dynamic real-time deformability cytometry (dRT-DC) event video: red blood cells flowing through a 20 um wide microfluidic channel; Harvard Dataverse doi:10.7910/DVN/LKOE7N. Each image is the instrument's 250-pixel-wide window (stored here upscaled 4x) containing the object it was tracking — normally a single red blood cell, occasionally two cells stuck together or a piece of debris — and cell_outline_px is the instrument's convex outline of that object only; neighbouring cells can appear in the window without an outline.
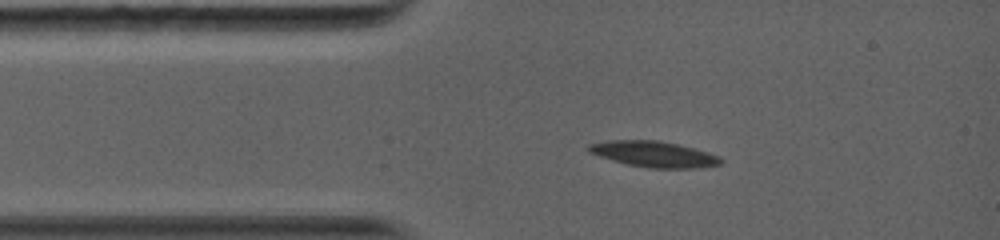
{"species": "common noctule bat (a hibernating species)", "species_latin": "Nyctalus noctula", "temperature_condition": "warm", "stored_images_in_passage": 12, "camera_frame_rate_fps": 5000, "um_per_image_px": 0.085, "animal": {"sex": "female", "body_mass_g": 19.0, "forearm_length_mm": 56.7}, "frame": {"image": 1, "passage_image": 2, "time_ms": 1.0, "image_size_px": [1000, 240], "cell_outline_px": [[724, 160], [720, 164], [696, 168], [648, 168], [628, 164], [612, 160], [588, 152], [588, 144], [608, 140], [656, 140], [676, 144], [708, 152], [720, 156]], "centroid_in_image_um": [55.58, 13.1], "position_along_channel_um": 29.4, "area_um2": 19.77}}
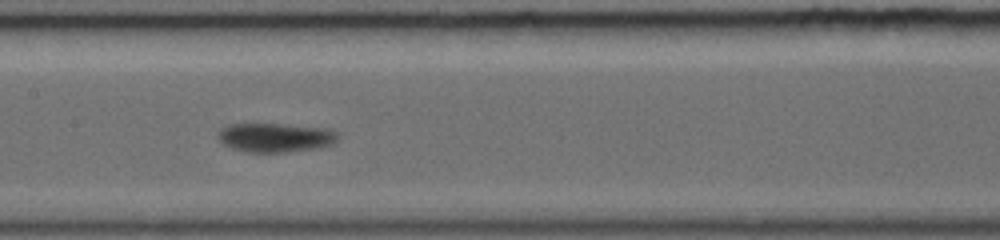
{"frame": {"image": 2, "passage_image": 6, "time_ms": 5.4, "image_size_px": [1000, 240], "cell_outline_px": [[340, 136], [332, 144], [320, 148], [284, 152], [248, 152], [232, 148], [224, 144], [216, 136], [216, 132], [220, 128], [228, 124], [280, 124], [324, 128], [336, 132]], "centroid_in_image_um": [23.37, 11.69], "position_along_channel_um": 184.0, "area_um2": 20.35}}
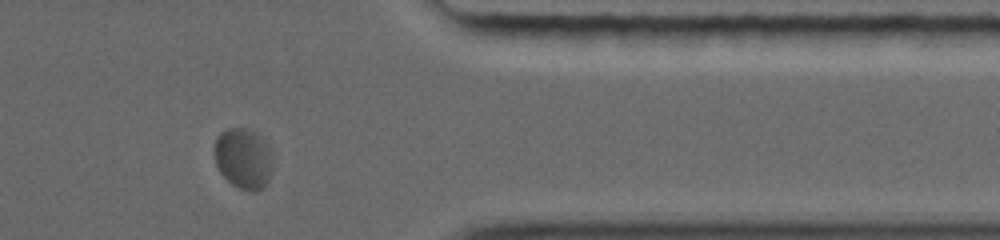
{"frame": {"image": 3, "passage_image": 11, "time_ms": 11.0, "image_size_px": [1000, 240], "cell_outline_px": [[272, 168], [268, 180], [260, 188], [252, 192], [240, 188], [232, 184], [220, 172], [216, 164], [216, 136], [220, 132], [228, 128], [248, 128], [256, 132], [268, 144], [272, 152]], "centroid_in_image_um": [20.71, 13.44], "position_along_channel_um": 390.7, "area_um2": 20.52}, "authors_computed_cell_mechanics": {"area_um2": 20.3167, "velocity_mm_per_s": 3.8964, "shape_relaxation_time_tau1_ms": 9.4359, "shape_relaxation_time_tau2_ms": null, "deformation_change_tau1": 0.2089, "deformation_change_tau2": null}}